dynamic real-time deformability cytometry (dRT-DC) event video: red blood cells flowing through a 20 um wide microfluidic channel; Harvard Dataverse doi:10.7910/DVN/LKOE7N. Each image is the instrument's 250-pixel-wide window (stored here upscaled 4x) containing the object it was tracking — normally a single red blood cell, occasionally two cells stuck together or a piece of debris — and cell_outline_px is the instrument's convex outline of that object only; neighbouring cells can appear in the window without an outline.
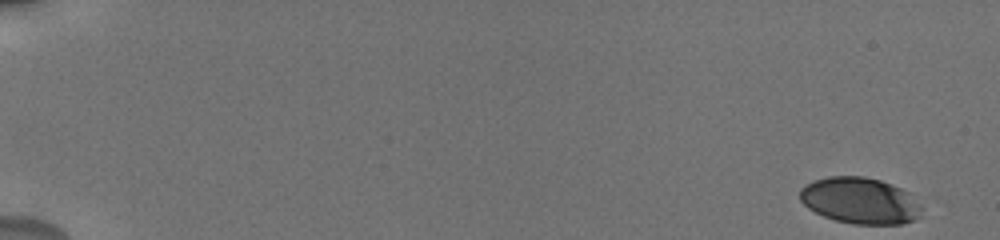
{"species": "human", "species_latin": "Homo sapiens", "temperature_condition": "cold", "stored_images_in_passage": 30, "camera_frame_rate_fps": 3000, "um_per_image_px": 0.085, "donor": {"sex": "male"}, "frame": {"image": 1, "passage_image": 1, "time_ms": 0.0, "image_size_px": [1000, 240], "cell_outline_px": [[924, 208], [920, 216], [916, 220], [900, 224], [852, 224], [836, 220], [824, 216], [808, 208], [800, 200], [800, 188], [804, 184], [828, 176], [864, 176], [880, 180], [892, 184], [908, 192]], "centroid_in_image_um": [73.12, 17.05], "position_along_channel_um": 11.9, "area_um2": 33.06}}
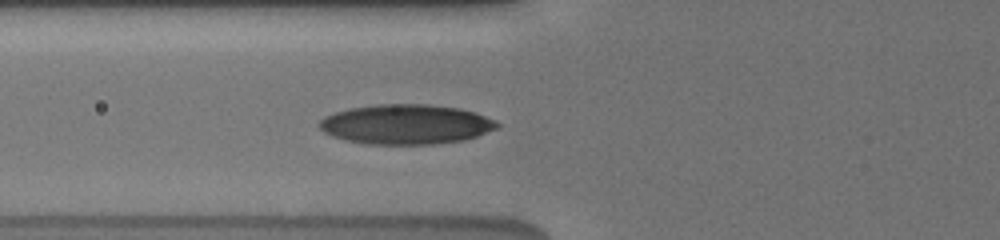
{"frame": {"image": 2, "passage_image": 26, "time_ms": 7.0, "image_size_px": [1000, 240], "cell_outline_px": [[500, 124], [496, 128], [476, 136], [464, 140], [432, 144], [368, 144], [348, 140], [332, 136], [324, 132], [316, 124], [324, 116], [336, 112], [352, 108], [376, 104], [428, 104], [460, 108], [476, 112], [496, 120]], "centroid_in_image_um": [34.51, 10.56], "position_along_channel_um": 91.3, "area_um2": 41.21}}
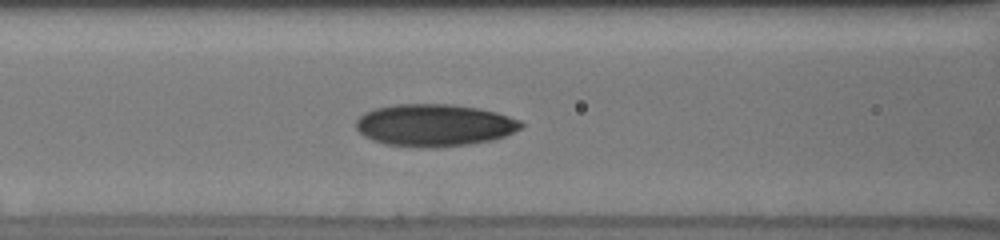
{"frame": {"image": 3, "passage_image": 30, "time_ms": 8.0, "image_size_px": [1000, 240], "cell_outline_px": [[524, 124], [520, 128], [504, 136], [492, 140], [468, 144], [436, 148], [420, 148], [388, 144], [372, 140], [364, 136], [356, 128], [356, 120], [364, 112], [376, 108], [396, 104], [452, 104], [476, 108], [496, 112], [520, 120]], "centroid_in_image_um": [36.9, 10.64], "position_along_channel_um": 129.7, "area_um2": 40.58}}